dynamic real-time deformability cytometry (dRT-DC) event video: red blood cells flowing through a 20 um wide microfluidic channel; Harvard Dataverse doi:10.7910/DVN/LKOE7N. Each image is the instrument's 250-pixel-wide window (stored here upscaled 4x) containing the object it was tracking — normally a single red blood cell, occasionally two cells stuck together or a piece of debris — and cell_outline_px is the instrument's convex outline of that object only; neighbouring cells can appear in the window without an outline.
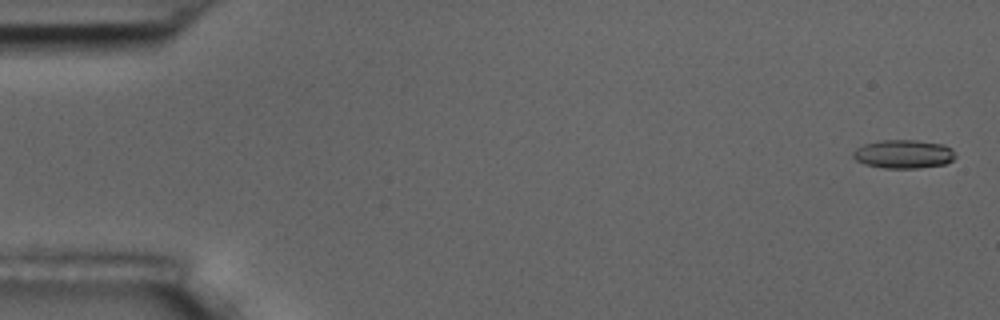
{"species": "common noctule bat (a hibernating species)", "species_latin": "Nyctalus noctula", "temperature_condition": "room temperature", "stored_images_in_passage": 5, "camera_frame_rate_fps": 3000, "um_per_image_px": 0.085, "animal": {"sex": "male", "body_mass_g": 17.5, "forearm_length_mm": 52.3}, "frame": {"image": 1, "passage_image": 1, "time_ms": 0.0, "image_size_px": [1000, 320], "cell_outline_px": [[956, 156], [952, 160], [944, 164], [916, 168], [884, 168], [864, 164], [856, 160], [852, 156], [852, 152], [856, 148], [864, 144], [880, 140], [916, 140], [944, 144], [952, 148]], "centroid_in_image_um": [76.79, 13.09], "position_along_channel_um": 8.2, "area_um2": 17.11}}